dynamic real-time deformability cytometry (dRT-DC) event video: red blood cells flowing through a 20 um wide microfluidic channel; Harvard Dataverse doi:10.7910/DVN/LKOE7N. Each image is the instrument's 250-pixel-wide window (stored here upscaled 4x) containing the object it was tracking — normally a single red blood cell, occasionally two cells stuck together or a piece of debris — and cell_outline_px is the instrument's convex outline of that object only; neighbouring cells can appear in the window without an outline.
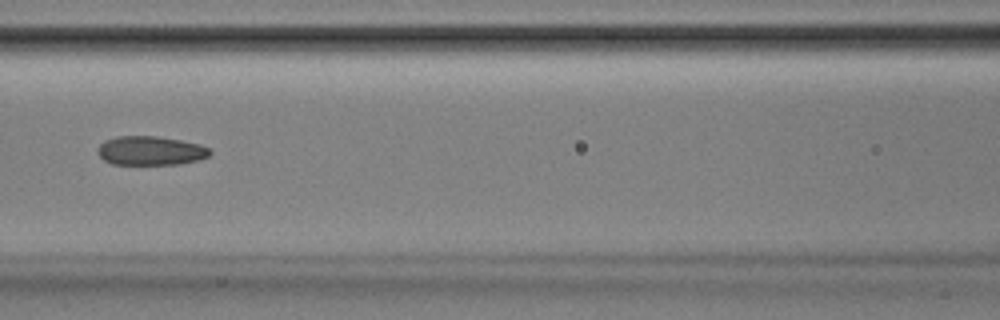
{"species": "Egyptian fruit bat (a non-hibernating species)", "species_latin": "Rousettus aegyptiacus", "temperature_condition": "room temperature", "stored_images_in_passage": 39, "camera_frame_rate_fps": 3000, "um_per_image_px": 0.085, "animal": {"sex": "male"}, "frame": {"image": 1, "passage_image": 10, "time_ms": 3.0, "image_size_px": [1000, 320], "cell_outline_px": [[212, 152], [208, 156], [200, 160], [180, 164], [112, 164], [104, 160], [96, 152], [96, 148], [104, 140], [116, 136], [156, 136], [180, 140], [200, 144], [208, 148]], "centroid_in_image_um": [12.77, 12.81], "position_along_channel_um": 153.8, "area_um2": 19.13}}
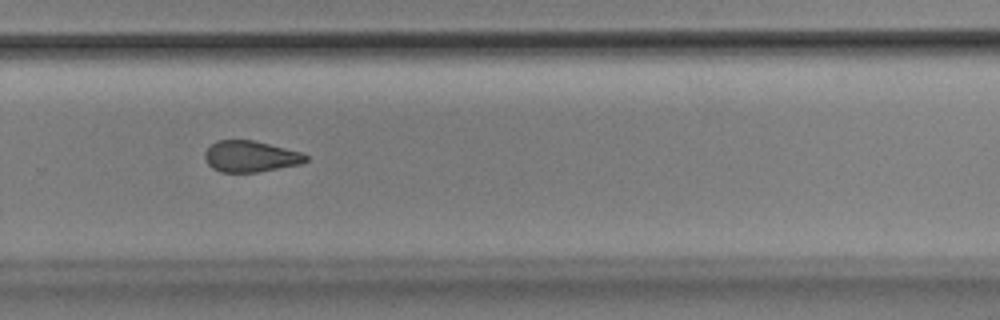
{"frame": {"image": 2, "passage_image": 22, "time_ms": 7.0, "image_size_px": [1000, 320], "cell_outline_px": [[308, 160], [300, 164], [256, 172], [220, 172], [212, 168], [204, 160], [204, 152], [216, 140], [252, 140], [304, 152], [308, 156]], "centroid_in_image_um": [21.29, 13.29], "position_along_channel_um": 308.5, "area_um2": 18.44}}
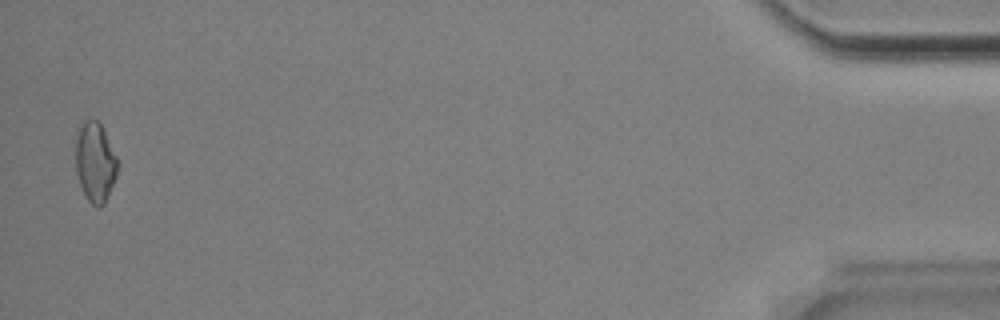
{"frame": {"image": 3, "passage_image": 38, "time_ms": 12.333, "image_size_px": [1000, 320], "cell_outline_px": [[120, 164], [116, 176], [108, 196], [104, 204], [100, 208], [96, 208], [88, 200], [80, 184], [76, 172], [76, 128], [80, 120], [96, 120], [100, 124]], "centroid_in_image_um": [8.07, 13.77], "position_along_channel_um": 427.1, "area_um2": 19.65}, "authors_computed_cell_mechanics": {"area_um2": 19.4786, "velocity_mm_per_s": 3.8808, "shape_relaxation_time_tau1_ms": null, "shape_relaxation_time_tau2_ms": 3.5898, "deformation_change_tau1": null, "deformation_change_tau2": 0.1042}}